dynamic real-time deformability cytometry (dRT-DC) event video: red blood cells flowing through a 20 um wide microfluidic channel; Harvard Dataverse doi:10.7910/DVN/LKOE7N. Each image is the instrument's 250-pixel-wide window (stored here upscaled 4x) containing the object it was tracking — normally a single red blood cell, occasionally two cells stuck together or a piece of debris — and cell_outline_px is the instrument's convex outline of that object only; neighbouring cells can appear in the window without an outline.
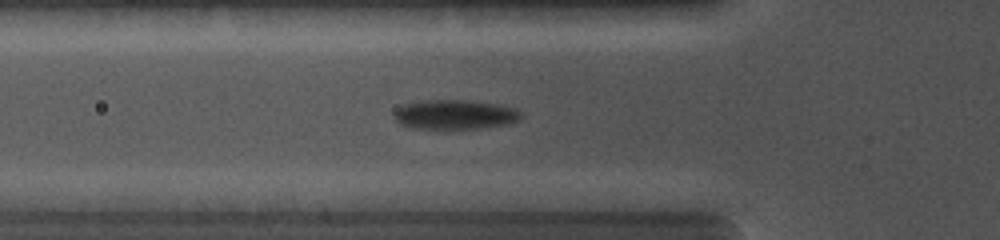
{"species": "common noctule bat (a hibernating species)", "species_latin": "Nyctalus noctula", "temperature_condition": "cold", "stored_images_in_passage": 27, "camera_frame_rate_fps": 5000, "um_per_image_px": 0.085, "animal": {"sex": "female", "body_mass_g": 19.0, "forearm_length_mm": 56.7}, "frame": {"image": 1, "passage_image": 9, "time_ms": 4.2, "image_size_px": [1000, 240], "cell_outline_px": [[524, 116], [508, 124], [480, 128], [444, 132], [412, 128], [400, 124], [396, 120], [396, 108], [404, 104], [428, 100], [464, 100], [496, 104], [516, 108], [524, 112]], "centroid_in_image_um": [38.68, 9.79], "position_along_channel_um": 87.1, "area_um2": 22.6}}
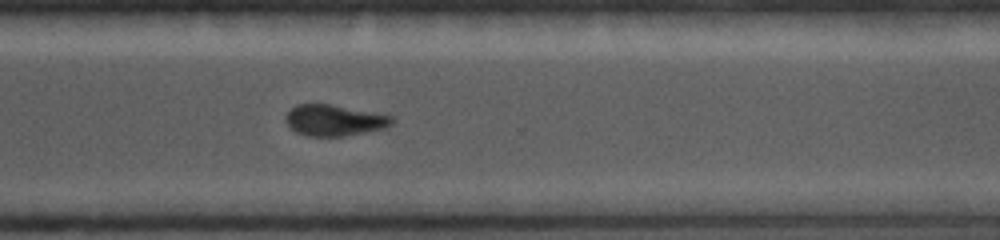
{"frame": {"image": 2, "passage_image": 20, "time_ms": 9.8, "image_size_px": [1000, 240], "cell_outline_px": [[396, 120], [392, 124], [384, 128], [344, 136], [308, 136], [296, 132], [284, 120], [288, 112], [296, 104], [328, 104], [392, 116]], "centroid_in_image_um": [28.4, 10.23], "position_along_channel_um": 342.2, "area_um2": 18.96}}
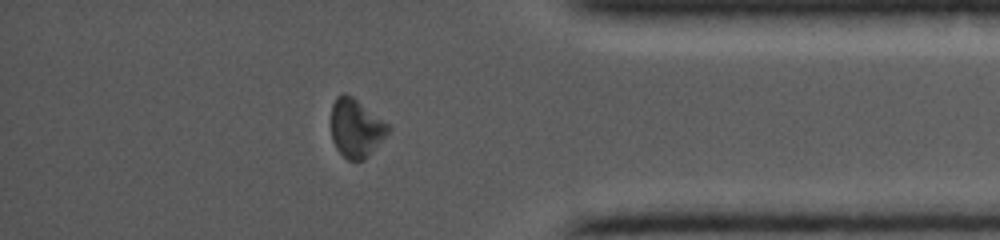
{"frame": {"image": 3, "passage_image": 23, "time_ms": 11.4, "image_size_px": [1000, 240], "cell_outline_px": [[392, 128], [368, 156], [364, 160], [348, 160], [336, 148], [332, 140], [332, 104], [336, 96], [344, 92], [352, 96], [388, 124]], "centroid_in_image_um": [30.25, 10.88], "position_along_channel_um": 405.0, "area_um2": 19.19}}